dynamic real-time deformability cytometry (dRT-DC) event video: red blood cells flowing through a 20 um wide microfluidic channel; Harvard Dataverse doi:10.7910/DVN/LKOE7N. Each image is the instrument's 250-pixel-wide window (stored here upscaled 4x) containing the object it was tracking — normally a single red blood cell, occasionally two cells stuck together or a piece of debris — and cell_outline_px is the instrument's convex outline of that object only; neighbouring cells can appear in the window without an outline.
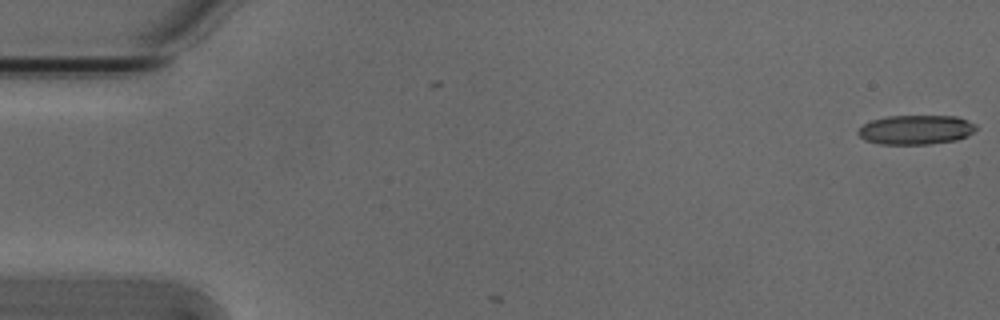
{"species": "Egyptian fruit bat (a non-hibernating species)", "species_latin": "Rousettus aegyptiacus", "temperature_condition": "cold", "stored_images_in_passage": 5, "camera_frame_rate_fps": 3000, "um_per_image_px": 0.085, "animal": {"sex": "male"}, "frame": {"image": 1, "passage_image": 1, "time_ms": 0.0, "image_size_px": [1000, 320], "cell_outline_px": [[976, 128], [968, 136], [956, 140], [928, 144], [880, 144], [864, 140], [856, 132], [864, 124], [872, 120], [888, 116], [956, 116], [976, 124]], "centroid_in_image_um": [77.84, 11.03], "position_along_channel_um": 7.2, "area_um2": 20.11}}
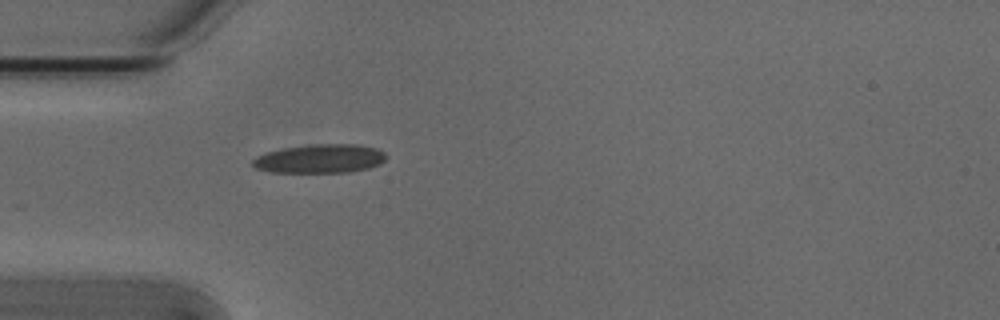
{"frame": {"image": 2, "passage_image": 5, "time_ms": 1.333, "image_size_px": [1000, 320], "cell_outline_px": [[388, 156], [380, 164], [368, 168], [348, 172], [272, 172], [256, 168], [252, 164], [252, 160], [256, 156], [264, 152], [284, 148], [312, 144], [356, 144], [376, 148], [384, 152]], "centroid_in_image_um": [27.2, 13.48], "position_along_channel_um": 57.8, "area_um2": 22.43}}